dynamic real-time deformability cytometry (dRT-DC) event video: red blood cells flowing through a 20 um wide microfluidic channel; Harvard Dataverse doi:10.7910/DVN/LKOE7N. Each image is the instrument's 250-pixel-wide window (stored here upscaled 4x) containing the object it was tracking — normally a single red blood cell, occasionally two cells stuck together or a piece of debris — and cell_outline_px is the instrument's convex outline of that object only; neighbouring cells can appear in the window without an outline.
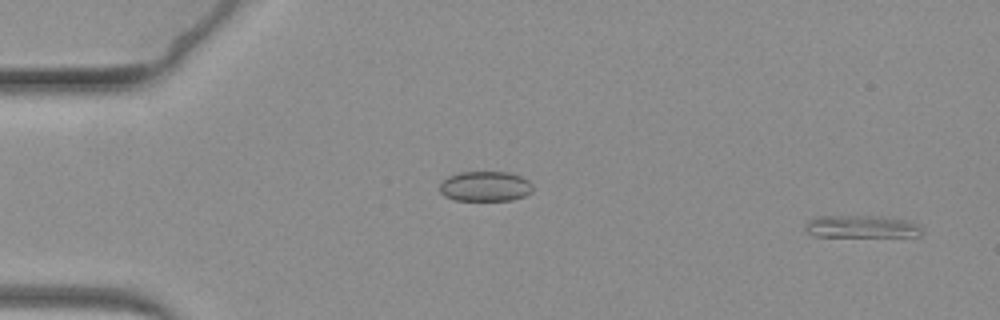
{"species": "common noctule bat (a hibernating species)", "species_latin": "Nyctalus noctula", "temperature_condition": "warm", "stored_images_in_passage": 64, "camera_frame_rate_fps": 3000, "um_per_image_px": 0.085, "animal": {"sex": "female", "body_mass_g": 19.3, "forearm_length_mm": 54.1}, "frame": {"image": 1, "passage_image": 3, "time_ms": 0.667, "image_size_px": [1000, 320], "cell_outline_px": [[924, 232], [920, 236], [812, 236], [804, 232], [804, 224], [808, 220], [816, 216], [880, 216], [908, 220], [920, 224]], "centroid_in_image_um": [73.22, 19.26], "position_along_channel_um": 11.8, "area_um2": 15.61}}
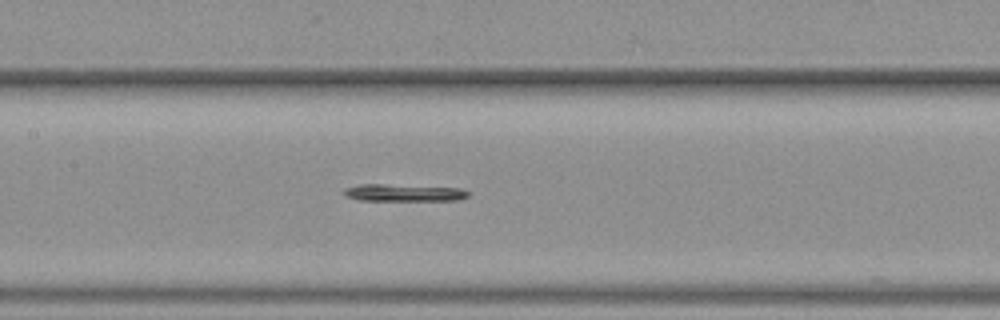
{"frame": {"image": 2, "passage_image": 31, "time_ms": 10.0, "image_size_px": [1000, 320], "cell_outline_px": [[472, 192], [468, 196], [460, 200], [356, 200], [344, 196], [344, 188], [360, 184], [384, 184], [460, 188]], "centroid_in_image_um": [34.32, 16.38], "position_along_channel_um": 173.1, "area_um2": 12.48}}
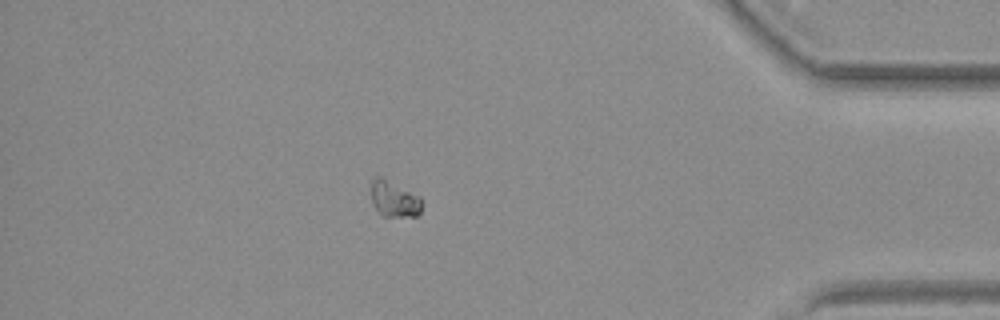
{"frame": {"image": 3, "passage_image": 56, "time_ms": 18.333, "image_size_px": [1000, 320], "cell_outline_px": [[420, 212], [416, 216], [384, 216], [372, 204], [372, 180], [376, 176], [380, 176], [420, 196]], "centroid_in_image_um": [33.49, 16.91], "position_along_channel_um": 401.7, "area_um2": 10.35}}